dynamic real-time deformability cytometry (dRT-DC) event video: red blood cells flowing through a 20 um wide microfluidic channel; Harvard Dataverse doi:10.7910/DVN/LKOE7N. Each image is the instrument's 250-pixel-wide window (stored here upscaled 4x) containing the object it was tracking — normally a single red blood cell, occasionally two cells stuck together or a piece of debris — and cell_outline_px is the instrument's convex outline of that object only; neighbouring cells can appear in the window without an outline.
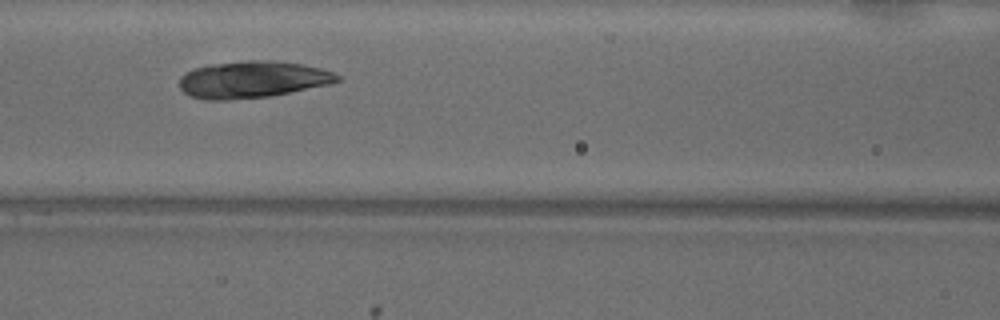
{"species": "common noctule bat (a hibernating species)", "species_latin": "Nyctalus noctula", "temperature_condition": "warm", "stored_images_in_passage": 8, "camera_frame_rate_fps": 3000, "um_per_image_px": 0.085, "animal": {"sex": "male", "body_mass_g": 18.8}, "frame": {"image": 1, "passage_image": 5, "time_ms": 1.333, "image_size_px": [1000, 320], "cell_outline_px": [[344, 80], [328, 84], [268, 96], [228, 100], [208, 100], [192, 96], [184, 92], [180, 88], [180, 76], [192, 68], [212, 64], [248, 60], [272, 60], [300, 64], [320, 68], [332, 72], [340, 76]], "centroid_in_image_um": [21.44, 6.75], "position_along_channel_um": 145.2, "area_um2": 33.64}}